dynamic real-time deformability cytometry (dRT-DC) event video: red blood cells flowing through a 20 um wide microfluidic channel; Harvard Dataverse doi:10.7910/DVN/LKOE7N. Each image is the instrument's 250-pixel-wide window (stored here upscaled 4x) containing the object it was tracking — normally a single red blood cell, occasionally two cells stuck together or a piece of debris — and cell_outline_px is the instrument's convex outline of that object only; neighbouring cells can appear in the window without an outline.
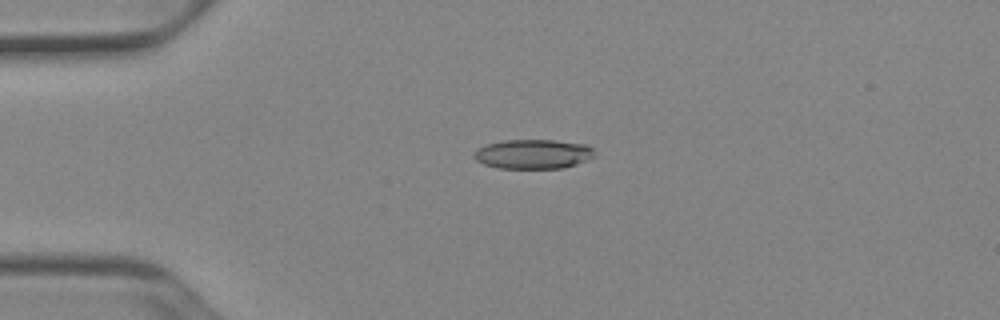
{"species": "Egyptian fruit bat (a non-hibernating species)", "species_latin": "Rousettus aegyptiacus", "temperature_condition": "cold", "stored_images_in_passage": 52, "camera_frame_rate_fps": 3000, "um_per_image_px": 0.085, "animal": {"sex": "female"}, "frame": {"image": 1, "passage_image": 13, "time_ms": 4.0, "image_size_px": [1000, 320], "cell_outline_px": [[596, 156], [576, 164], [564, 168], [496, 168], [484, 164], [476, 160], [472, 156], [472, 152], [476, 148], [500, 140], [556, 140], [584, 144], [592, 148], [596, 152]], "centroid_in_image_um": [45.29, 13.09], "position_along_channel_um": 39.7, "area_um2": 20.92}}
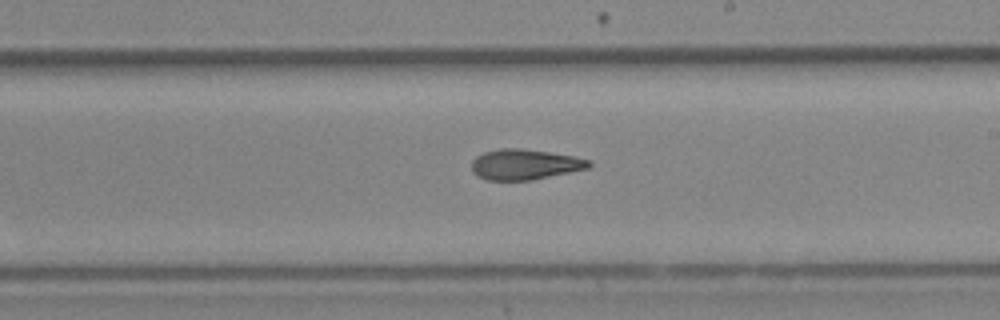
{"frame": {"image": 2, "passage_image": 31, "time_ms": 10.0, "image_size_px": [1000, 320], "cell_outline_px": [[592, 164], [588, 168], [532, 180], [488, 180], [476, 176], [472, 172], [472, 160], [476, 156], [484, 152], [500, 148], [520, 148], [576, 156], [592, 160]], "centroid_in_image_um": [44.6, 13.97], "position_along_channel_um": 244.4, "area_um2": 20.92}}
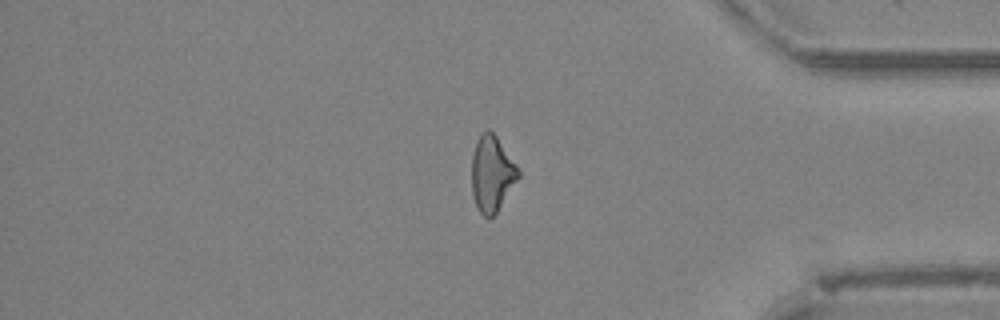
{"frame": {"image": 3, "passage_image": 44, "time_ms": 14.333, "image_size_px": [1000, 320], "cell_outline_px": [[520, 176], [496, 212], [492, 216], [484, 216], [476, 208], [472, 192], [472, 156], [476, 140], [484, 132], [492, 132], [496, 136], [516, 164], [520, 172]], "centroid_in_image_um": [41.8, 14.78], "position_along_channel_um": 393.4, "area_um2": 20.17}, "authors_computed_cell_mechanics": {"area_um2": 21.0392, "velocity_mm_per_s": 3.9343, "shape_relaxation_time_tau1_ms": 9.1255, "shape_relaxation_time_tau2_ms": 6.0195, "deformation_change_tau1": 0.1883, "deformation_change_tau2": 0.1495}}